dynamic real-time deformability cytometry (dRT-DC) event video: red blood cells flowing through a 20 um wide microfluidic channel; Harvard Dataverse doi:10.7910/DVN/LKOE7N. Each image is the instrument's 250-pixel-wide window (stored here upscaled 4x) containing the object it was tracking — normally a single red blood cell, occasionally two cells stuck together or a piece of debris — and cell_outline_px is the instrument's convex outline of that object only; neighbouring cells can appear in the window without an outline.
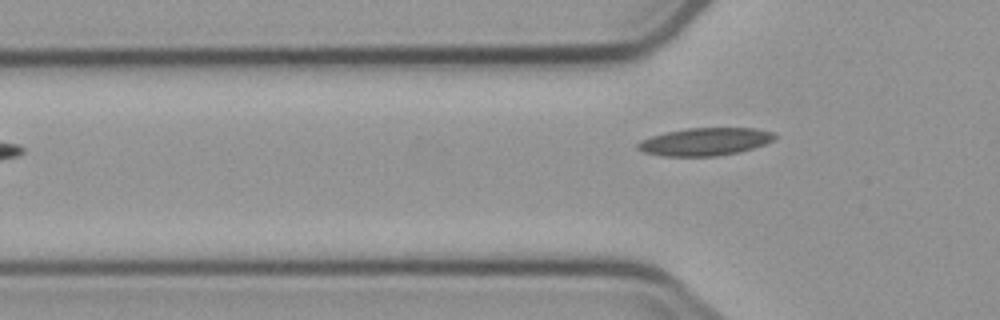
{"species": "common noctule bat (a hibernating species)", "species_latin": "Nyctalus noctula", "temperature_condition": "cold", "stored_images_in_passage": 7, "camera_frame_rate_fps": 3000, "um_per_image_px": 0.085, "animal": {"sex": "male", "body_mass_g": 23.1, "forearm_length_mm": 52.7}, "frame": {"image": 1, "passage_image": 7, "time_ms": 7.0, "image_size_px": [1000, 320], "cell_outline_px": [[776, 136], [772, 140], [764, 144], [740, 152], [716, 156], [664, 156], [644, 152], [636, 148], [636, 144], [640, 140], [652, 136], [668, 132], [688, 128], [756, 128], [772, 132]], "centroid_in_image_um": [59.91, 12.04], "position_along_channel_um": 65.9, "area_um2": 21.96}}